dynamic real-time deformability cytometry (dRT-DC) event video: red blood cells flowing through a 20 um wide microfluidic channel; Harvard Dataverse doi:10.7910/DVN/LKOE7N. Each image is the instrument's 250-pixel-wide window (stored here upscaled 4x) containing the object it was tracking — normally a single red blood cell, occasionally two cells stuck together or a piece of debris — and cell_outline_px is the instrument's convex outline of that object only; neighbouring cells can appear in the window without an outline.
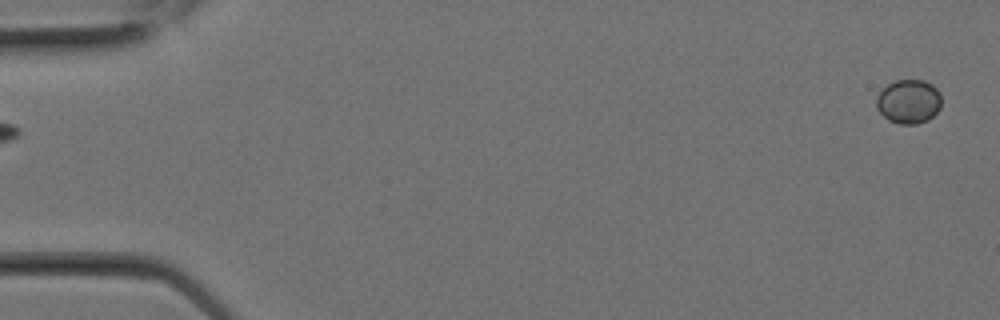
{"species": "Egyptian fruit bat (a non-hibernating species)", "species_latin": "Rousettus aegyptiacus", "temperature_condition": "room temperature", "stored_images_in_passage": 2, "camera_frame_rate_fps": 3000, "um_per_image_px": 0.085, "animal": {"sex": "female"}, "frame": {"image": 1, "passage_image": 2, "time_ms": 0.333, "image_size_px": [1000, 320], "cell_outline_px": [[940, 108], [928, 120], [916, 124], [900, 124], [888, 120], [876, 108], [876, 96], [888, 84], [896, 80], [924, 80], [932, 84], [940, 92]], "centroid_in_image_um": [77.23, 8.63], "position_along_channel_um": 7.8, "area_um2": 16.7}}